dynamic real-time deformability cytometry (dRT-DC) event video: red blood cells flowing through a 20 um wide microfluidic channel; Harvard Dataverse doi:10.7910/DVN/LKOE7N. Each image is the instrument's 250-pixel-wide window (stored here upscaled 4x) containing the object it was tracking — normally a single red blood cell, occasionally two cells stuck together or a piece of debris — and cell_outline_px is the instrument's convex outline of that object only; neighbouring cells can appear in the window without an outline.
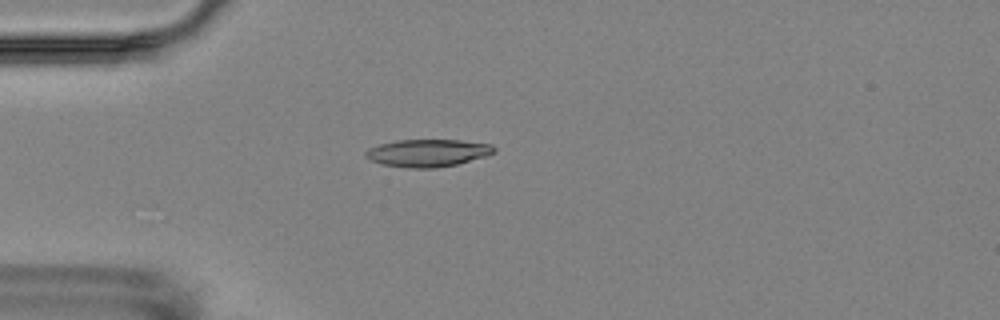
{"species": "Egyptian fruit bat (a non-hibernating species)", "species_latin": "Rousettus aegyptiacus", "temperature_condition": "room temperature", "stored_images_in_passage": 4, "camera_frame_rate_fps": 3000, "um_per_image_px": 0.085, "animal": {"sex": "female"}, "frame": {"image": 1, "passage_image": 2, "time_ms": 1.667, "image_size_px": [1000, 320], "cell_outline_px": [[496, 152], [484, 156], [456, 164], [432, 168], [408, 168], [384, 164], [372, 160], [364, 156], [364, 152], [368, 148], [380, 144], [396, 140], [460, 140], [492, 144], [496, 148]], "centroid_in_image_um": [36.35, 12.99], "position_along_channel_um": 48.6, "area_um2": 20.4}}